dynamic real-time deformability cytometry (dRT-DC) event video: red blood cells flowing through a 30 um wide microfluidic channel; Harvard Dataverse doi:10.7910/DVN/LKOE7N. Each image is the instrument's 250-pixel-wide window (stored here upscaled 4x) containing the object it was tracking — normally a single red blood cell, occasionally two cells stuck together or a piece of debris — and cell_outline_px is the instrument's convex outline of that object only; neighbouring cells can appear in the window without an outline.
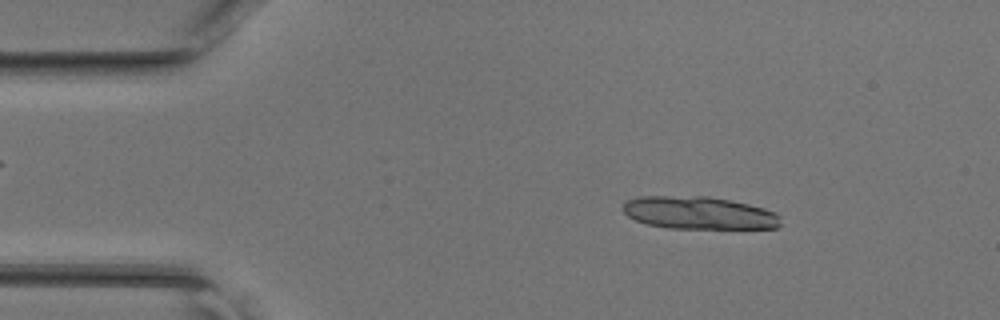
{"species": "common noctule bat (a hibernating species)", "species_latin": "Nyctalus noctula", "temperature_condition": "room temperature", "stored_images_in_passage": 44, "segment_of_instrument_passage": [1, 2], "camera_frame_rate_fps": 3000, "um_per_image_px": 0.085, "animal": {"sex": "female", "body_mass_g": 17.0, "forearm_length_mm": 48.0}, "frame": {"image": 1, "passage_image": 6, "time_ms": 1.667, "image_size_px": [1000, 320], "cell_outline_px": [[780, 224], [776, 228], [668, 228], [648, 224], [636, 220], [628, 216], [624, 212], [624, 204], [628, 200], [636, 196], [708, 196], [748, 204], [764, 208], [776, 212], [780, 216]], "centroid_in_image_um": [59.42, 18.09], "position_along_channel_um": 25.6, "area_um2": 29.88}}